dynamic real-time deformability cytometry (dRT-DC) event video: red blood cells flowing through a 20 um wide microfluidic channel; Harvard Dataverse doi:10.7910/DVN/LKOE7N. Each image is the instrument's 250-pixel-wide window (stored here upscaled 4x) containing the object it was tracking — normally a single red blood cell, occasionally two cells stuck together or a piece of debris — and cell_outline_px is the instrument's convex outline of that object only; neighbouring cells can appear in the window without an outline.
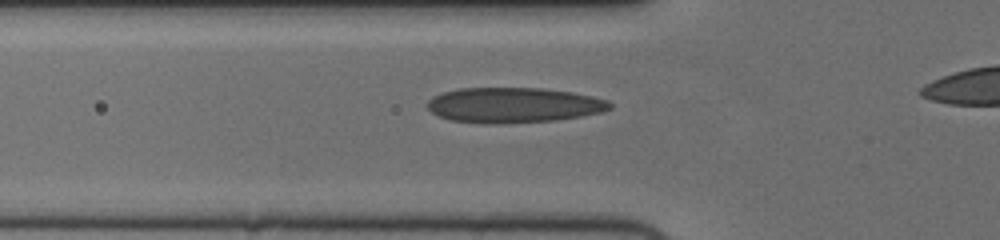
{"species": "human", "species_latin": "Homo sapiens", "temperature_condition": "cold", "stored_images_in_passage": 42, "camera_frame_rate_fps": 3000, "um_per_image_px": 0.085, "donor": {"sex": "female"}, "frame": {"image": 1, "passage_image": 13, "time_ms": 4.0, "image_size_px": [1000, 240], "cell_outline_px": [[612, 108], [600, 112], [580, 116], [556, 120], [504, 124], [484, 124], [448, 120], [432, 112], [428, 108], [428, 100], [432, 96], [444, 92], [460, 88], [544, 88], [572, 92], [592, 96], [608, 100], [612, 104]], "centroid_in_image_um": [43.65, 8.94], "position_along_channel_um": 82.2, "area_um2": 37.69}}
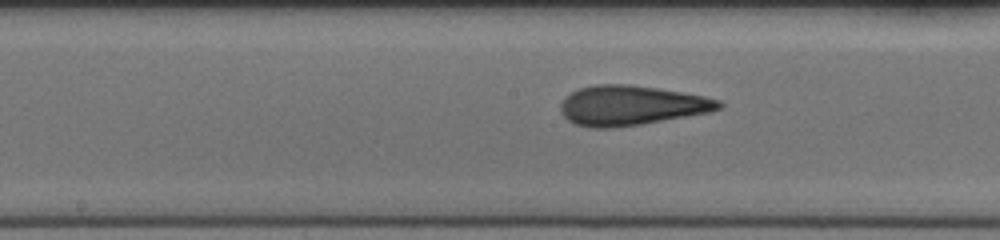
{"frame": {"image": 2, "passage_image": 22, "time_ms": 7.0, "image_size_px": [1000, 240], "cell_outline_px": [[724, 104], [720, 108], [712, 112], [640, 124], [612, 128], [588, 128], [576, 124], [568, 120], [560, 112], [560, 104], [564, 96], [580, 88], [596, 84], [632, 84], [704, 96], [720, 100]], "centroid_in_image_um": [53.63, 8.96], "position_along_channel_um": 194.6, "area_um2": 36.76}}
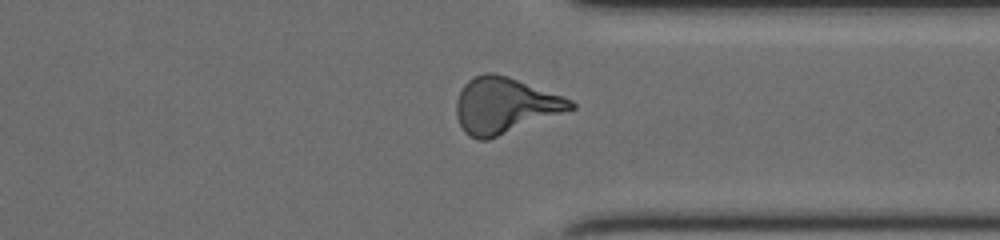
{"frame": {"image": 3, "passage_image": 36, "time_ms": 11.667, "image_size_px": [1000, 240], "cell_outline_px": [[576, 108], [488, 140], [476, 140], [468, 136], [464, 132], [456, 116], [456, 100], [464, 84], [468, 80], [484, 72], [496, 72], [508, 76], [564, 96], [572, 100], [576, 104]], "centroid_in_image_um": [42.9, 8.96], "position_along_channel_um": 368.5, "area_um2": 37.45}, "authors_computed_cell_mechanics": {"area_um2": 36.3273, "velocity_mm_per_s": 3.7522, "shape_relaxation_time_tau1_ms": 7.4797, "shape_relaxation_time_tau2_ms": 1.5653, "deformation_change_tau1": 0.2023, "deformation_change_tau2": 0.0893}}